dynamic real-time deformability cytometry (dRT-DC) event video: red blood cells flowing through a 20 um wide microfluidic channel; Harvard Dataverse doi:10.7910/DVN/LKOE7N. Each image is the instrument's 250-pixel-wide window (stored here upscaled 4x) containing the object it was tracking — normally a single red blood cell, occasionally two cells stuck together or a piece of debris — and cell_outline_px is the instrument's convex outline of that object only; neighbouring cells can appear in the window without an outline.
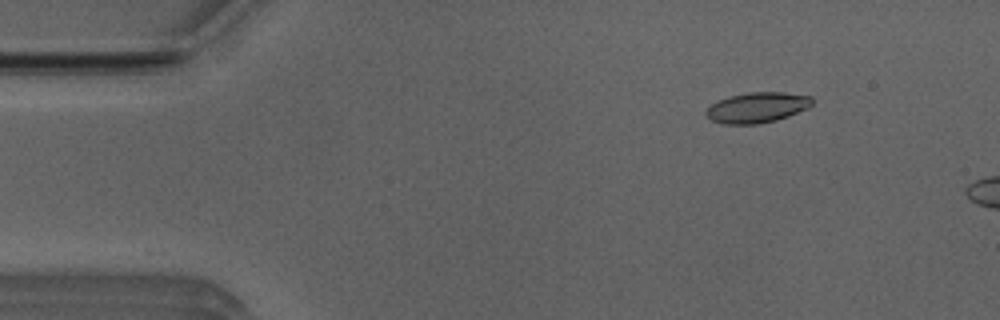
{"species": "Egyptian fruit bat (a non-hibernating species)", "species_latin": "Rousettus aegyptiacus", "temperature_condition": "room temperature", "stored_images_in_passage": 5, "camera_frame_rate_fps": 3000, "um_per_image_px": 0.085, "animal": {"sex": "male"}, "frame": {"image": 1, "passage_image": 1, "time_ms": 0.0, "image_size_px": [1000, 320], "cell_outline_px": [[812, 104], [808, 108], [788, 116], [776, 120], [756, 124], [724, 124], [712, 120], [704, 112], [712, 104], [720, 100], [732, 96], [748, 92], [784, 92], [812, 96]], "centroid_in_image_um": [64.39, 9.13], "position_along_channel_um": 20.6, "area_um2": 18.61}}